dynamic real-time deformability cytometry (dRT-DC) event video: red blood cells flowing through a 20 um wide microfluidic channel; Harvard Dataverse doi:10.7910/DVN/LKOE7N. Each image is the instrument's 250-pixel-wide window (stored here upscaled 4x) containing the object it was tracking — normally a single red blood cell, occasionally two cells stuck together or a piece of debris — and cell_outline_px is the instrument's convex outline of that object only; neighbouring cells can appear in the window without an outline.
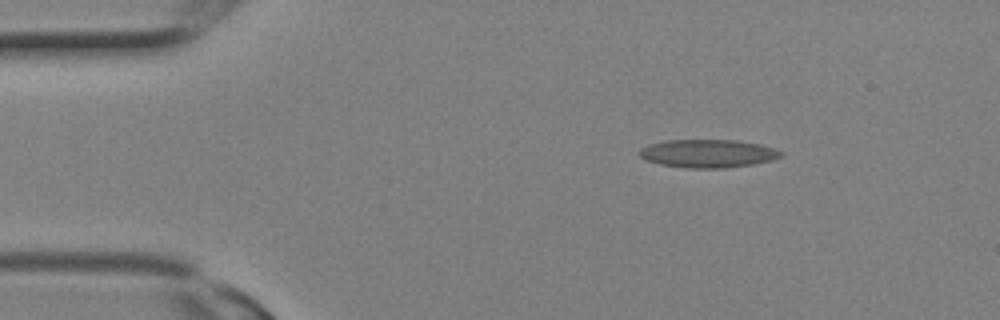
{"species": "Egyptian fruit bat (a non-hibernating species)", "species_latin": "Rousettus aegyptiacus", "temperature_condition": "room temperature", "stored_images_in_passage": 2, "camera_frame_rate_fps": 3000, "um_per_image_px": 0.085, "animal": {"sex": "female"}, "frame": {"image": 1, "passage_image": 1, "time_ms": 0.0, "image_size_px": [1000, 320], "cell_outline_px": [[784, 156], [772, 160], [752, 164], [724, 168], [688, 168], [660, 164], [644, 160], [636, 152], [640, 148], [648, 144], [664, 140], [736, 140], [760, 144], [776, 148], [784, 152]], "centroid_in_image_um": [60.16, 13.04], "position_along_channel_um": 24.8, "area_um2": 23.52}}